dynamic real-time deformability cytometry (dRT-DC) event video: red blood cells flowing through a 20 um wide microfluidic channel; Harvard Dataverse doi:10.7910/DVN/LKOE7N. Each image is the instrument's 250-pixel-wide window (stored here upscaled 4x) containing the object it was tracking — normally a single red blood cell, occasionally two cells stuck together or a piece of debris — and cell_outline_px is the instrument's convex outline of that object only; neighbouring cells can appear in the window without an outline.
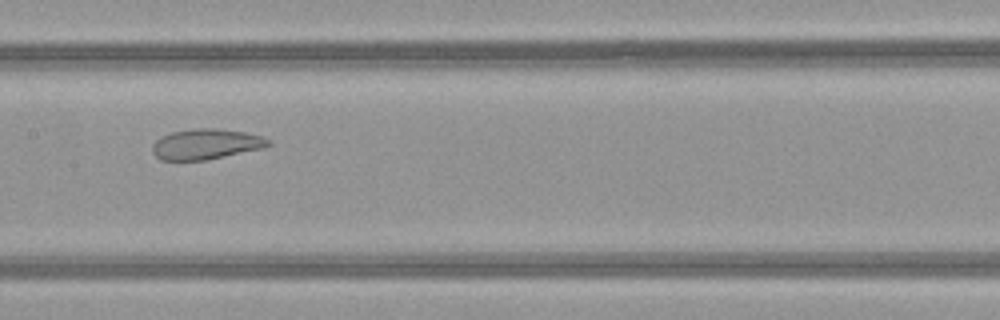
{"species": "common noctule bat (a hibernating species)", "species_latin": "Nyctalus noctula", "temperature_condition": "warm", "stored_images_in_passage": 41, "camera_frame_rate_fps": 3000, "um_per_image_px": 0.085, "animal": {"sex": "female", "body_mass_g": 21.9}, "frame": {"image": 1, "passage_image": 16, "time_ms": 5.0, "image_size_px": [1000, 320], "cell_outline_px": [[272, 144], [264, 148], [204, 160], [160, 160], [152, 152], [152, 144], [156, 140], [172, 132], [192, 128], [216, 128], [244, 132], [264, 136], [272, 140]], "centroid_in_image_um": [17.54, 12.24], "position_along_channel_um": 189.9, "area_um2": 20.63}}
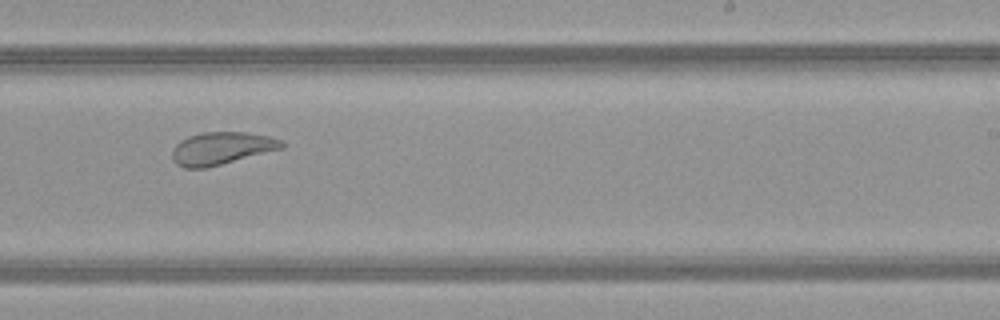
{"frame": {"image": 2, "passage_image": 22, "time_ms": 7.0, "image_size_px": [1000, 320], "cell_outline_px": [[284, 148], [204, 168], [184, 168], [176, 164], [172, 160], [172, 152], [176, 144], [180, 140], [188, 136], [200, 132], [244, 132], [268, 136], [284, 140]], "centroid_in_image_um": [18.81, 12.6], "position_along_channel_um": 270.2, "area_um2": 20.75}}
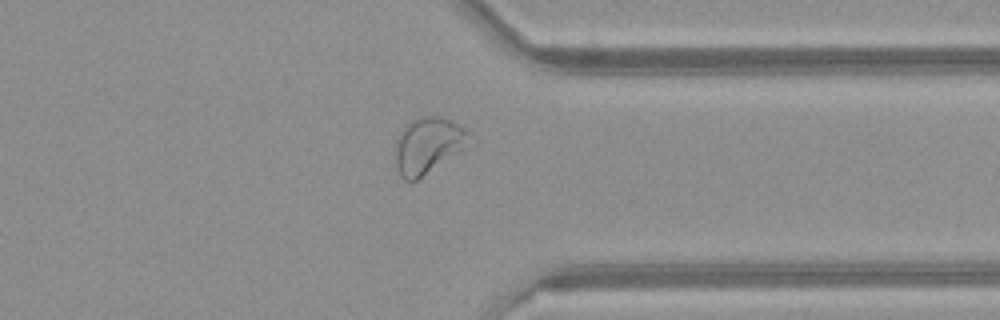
{"frame": {"image": 3, "passage_image": 30, "time_ms": 9.667, "image_size_px": [1000, 320], "cell_outline_px": [[476, 144], [472, 148], [416, 180], [404, 180], [400, 176], [396, 168], [396, 140], [404, 128], [412, 120], [420, 116], [440, 116], [464, 128], [468, 132]], "centroid_in_image_um": [36.5, 12.39], "position_along_channel_um": 374.9, "area_um2": 24.91}, "authors_computed_cell_mechanics": {"area_um2": 24.7962, "velocity_mm_per_s": 4.026, "shape_relaxation_time_tau1_ms": null, "shape_relaxation_time_tau2_ms": 1.8152, "deformation_change_tau1": null, "deformation_change_tau2": 0.0889}}